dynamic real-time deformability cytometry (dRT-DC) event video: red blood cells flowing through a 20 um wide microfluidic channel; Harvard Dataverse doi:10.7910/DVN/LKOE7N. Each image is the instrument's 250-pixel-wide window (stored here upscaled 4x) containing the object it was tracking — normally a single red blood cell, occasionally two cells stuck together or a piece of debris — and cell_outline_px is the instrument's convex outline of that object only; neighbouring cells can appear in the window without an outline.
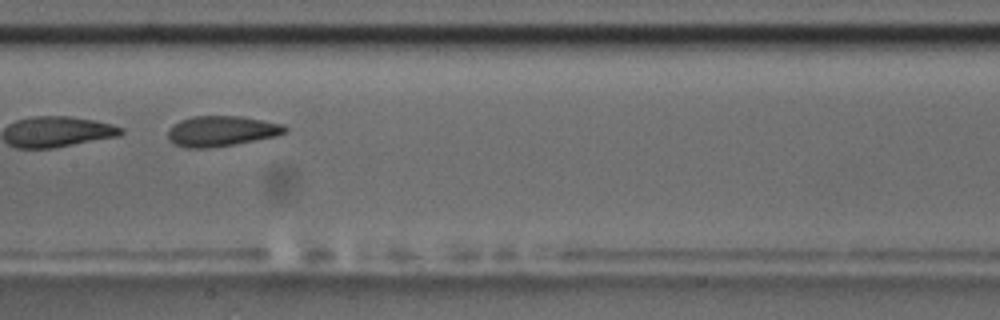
{"species": "common noctule bat (a hibernating species)", "species_latin": "Nyctalus noctula", "temperature_condition": "room temperature", "stored_images_in_passage": 9, "camera_frame_rate_fps": 3000, "um_per_image_px": 0.085, "animal": {"sex": "male", "body_mass_g": 17.5, "forearm_length_mm": 52.3}, "frame": {"image": 1, "passage_image": 9, "time_ms": 9.333, "image_size_px": [1000, 320], "cell_outline_px": [[288, 132], [276, 136], [232, 144], [208, 148], [184, 148], [168, 140], [168, 128], [172, 124], [180, 120], [192, 116], [240, 116], [284, 124], [288, 128]], "centroid_in_image_um": [18.8, 11.13], "position_along_channel_um": 188.6, "area_um2": 20.81}}